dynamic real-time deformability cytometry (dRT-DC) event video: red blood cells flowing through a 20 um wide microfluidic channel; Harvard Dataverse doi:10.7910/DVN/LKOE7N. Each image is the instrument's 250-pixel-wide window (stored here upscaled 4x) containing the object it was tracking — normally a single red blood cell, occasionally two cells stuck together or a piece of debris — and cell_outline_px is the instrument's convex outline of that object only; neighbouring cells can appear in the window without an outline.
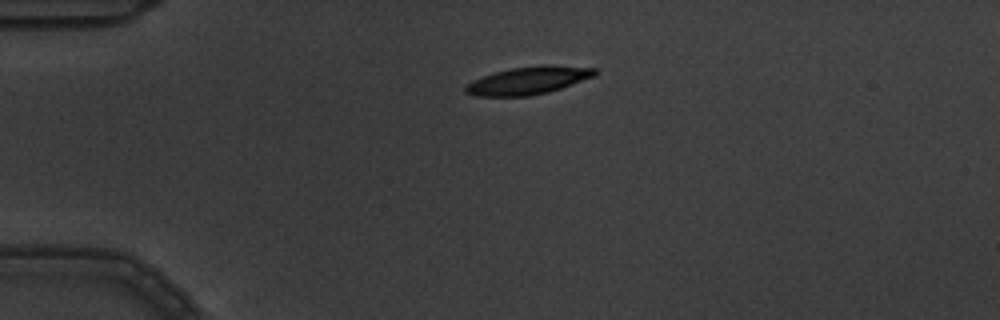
{"species": "common noctule bat (a hibernating species)", "species_latin": "Nyctalus noctula", "temperature_condition": "warm", "stored_images_in_passage": 3, "segment_of_instrument_passage": [1, 2], "camera_frame_rate_fps": 3000, "um_per_image_px": 0.085, "animal": {"sex": "male", "body_mass_g": 19.5, "forearm_length_mm": 54.6}, "frame": {"image": 1, "passage_image": 1, "time_ms": 0.0, "image_size_px": [1000, 320], "cell_outline_px": [[600, 72], [596, 76], [548, 92], [528, 96], [476, 96], [464, 92], [464, 88], [472, 80], [492, 72], [512, 68], [540, 64], [548, 64], [596, 68]], "centroid_in_image_um": [44.93, 6.82], "position_along_channel_um": 40.1, "area_um2": 21.15}}